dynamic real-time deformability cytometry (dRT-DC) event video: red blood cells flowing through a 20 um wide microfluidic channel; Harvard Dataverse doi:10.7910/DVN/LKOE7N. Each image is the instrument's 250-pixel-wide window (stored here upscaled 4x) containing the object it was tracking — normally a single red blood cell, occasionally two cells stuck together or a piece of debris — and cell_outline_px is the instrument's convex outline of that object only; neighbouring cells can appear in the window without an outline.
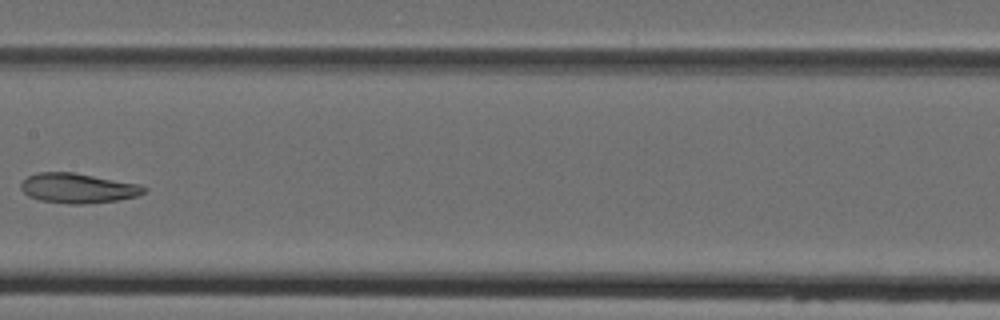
{"species": "Egyptian fruit bat (a non-hibernating species)", "species_latin": "Rousettus aegyptiacus", "temperature_condition": "cold", "stored_images_in_passage": 6, "camera_frame_rate_fps": 3000, "um_per_image_px": 0.085, "animal": {"sex": "female"}, "frame": {"image": 1, "passage_image": 6, "time_ms": 6.667, "image_size_px": [1000, 320], "cell_outline_px": [[148, 188], [144, 192], [136, 196], [116, 200], [84, 204], [68, 204], [40, 200], [28, 196], [20, 188], [20, 184], [28, 176], [40, 172], [72, 172], [140, 184]], "centroid_in_image_um": [6.61, 15.99], "position_along_channel_um": 200.8, "area_um2": 21.27}}